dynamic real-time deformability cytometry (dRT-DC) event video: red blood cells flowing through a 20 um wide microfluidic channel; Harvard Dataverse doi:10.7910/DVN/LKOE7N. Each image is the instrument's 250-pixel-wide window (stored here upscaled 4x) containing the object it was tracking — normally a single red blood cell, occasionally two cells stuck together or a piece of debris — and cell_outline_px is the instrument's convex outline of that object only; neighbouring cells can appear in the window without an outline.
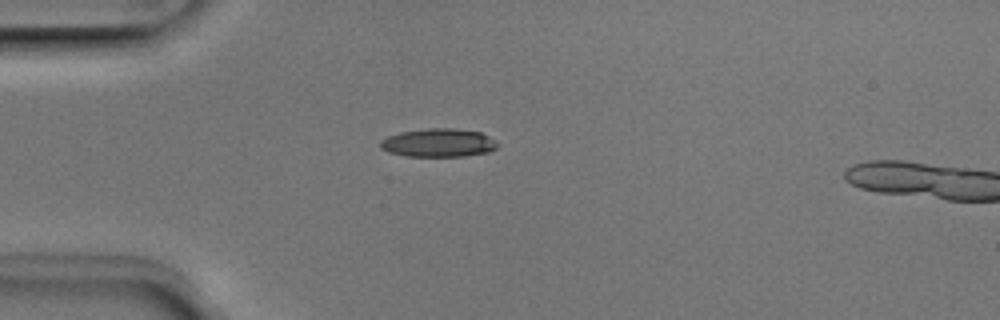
{"species": "Egyptian fruit bat (a non-hibernating species)", "species_latin": "Rousettus aegyptiacus", "temperature_condition": "room temperature", "stored_images_in_passage": 2, "camera_frame_rate_fps": 3000, "um_per_image_px": 0.085, "animal": {"sex": "male"}, "frame": {"image": 1, "passage_image": 1, "time_ms": 0.0, "image_size_px": [1000, 320], "cell_outline_px": [[500, 144], [496, 148], [488, 152], [464, 156], [404, 156], [388, 152], [380, 148], [380, 140], [388, 136], [400, 132], [428, 128], [456, 128], [480, 132], [488, 136]], "centroid_in_image_um": [37.26, 12.13], "position_along_channel_um": 47.7, "area_um2": 19.48}}